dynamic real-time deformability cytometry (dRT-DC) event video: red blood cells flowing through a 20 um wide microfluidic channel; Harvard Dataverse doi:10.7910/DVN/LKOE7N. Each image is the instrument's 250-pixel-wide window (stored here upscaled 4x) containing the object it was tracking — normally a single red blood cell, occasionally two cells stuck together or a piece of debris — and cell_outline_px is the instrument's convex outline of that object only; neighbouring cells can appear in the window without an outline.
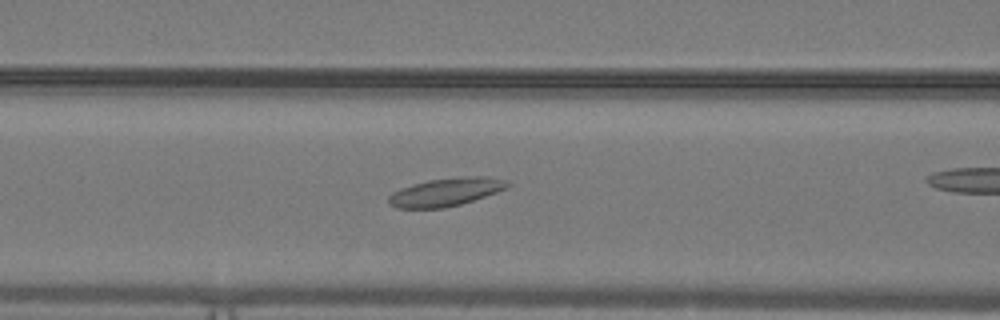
{"species": "common noctule bat (a hibernating species)", "species_latin": "Nyctalus noctula", "temperature_condition": "warm", "stored_images_in_passage": 36, "camera_frame_rate_fps": 3000, "um_per_image_px": 0.085, "animal": {"sex": "male", "body_mass_g": 19.2, "forearm_length_mm": 51.8}, "frame": {"image": 1, "passage_image": 4, "time_ms": 1.0, "image_size_px": [1000, 320], "cell_outline_px": [[512, 184], [508, 188], [460, 204], [444, 208], [396, 208], [388, 204], [388, 196], [392, 192], [400, 188], [428, 180], [460, 176], [488, 176], [508, 180]], "centroid_in_image_um": [37.91, 16.31], "position_along_channel_um": 128.7, "area_um2": 19.65}}
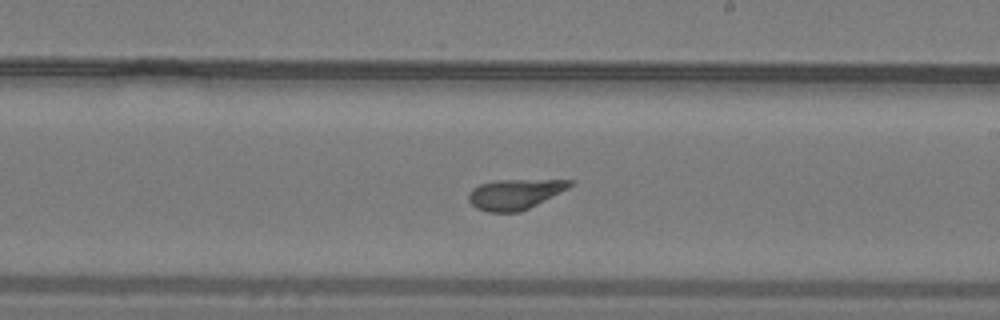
{"frame": {"image": 2, "passage_image": 13, "time_ms": 4.0, "image_size_px": [1000, 320], "cell_outline_px": [[572, 184], [568, 188], [520, 212], [488, 212], [476, 208], [468, 200], [468, 192], [472, 188], [480, 184], [496, 180], [572, 180]], "centroid_in_image_um": [43.7, 16.5], "position_along_channel_um": 245.3, "area_um2": 17.63}}
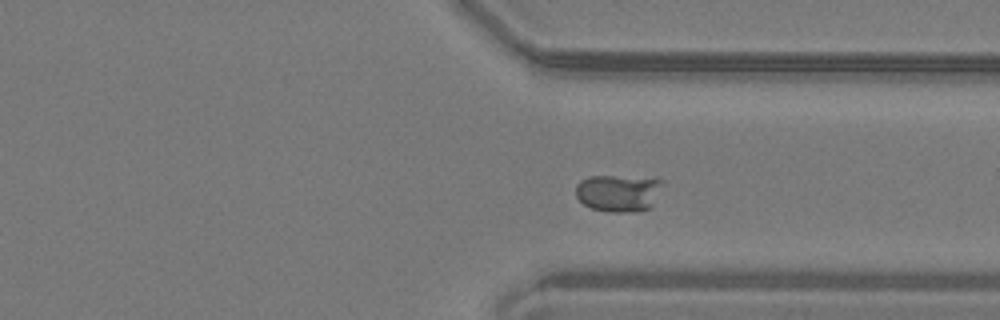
{"frame": {"image": 3, "passage_image": 22, "time_ms": 7.0, "image_size_px": [1000, 320], "cell_outline_px": [[664, 180], [652, 208], [636, 212], [608, 212], [592, 208], [584, 204], [576, 196], [576, 184], [580, 180], [588, 176], [612, 176]], "centroid_in_image_um": [52.56, 16.42], "position_along_channel_um": 358.8, "area_um2": 18.79}}